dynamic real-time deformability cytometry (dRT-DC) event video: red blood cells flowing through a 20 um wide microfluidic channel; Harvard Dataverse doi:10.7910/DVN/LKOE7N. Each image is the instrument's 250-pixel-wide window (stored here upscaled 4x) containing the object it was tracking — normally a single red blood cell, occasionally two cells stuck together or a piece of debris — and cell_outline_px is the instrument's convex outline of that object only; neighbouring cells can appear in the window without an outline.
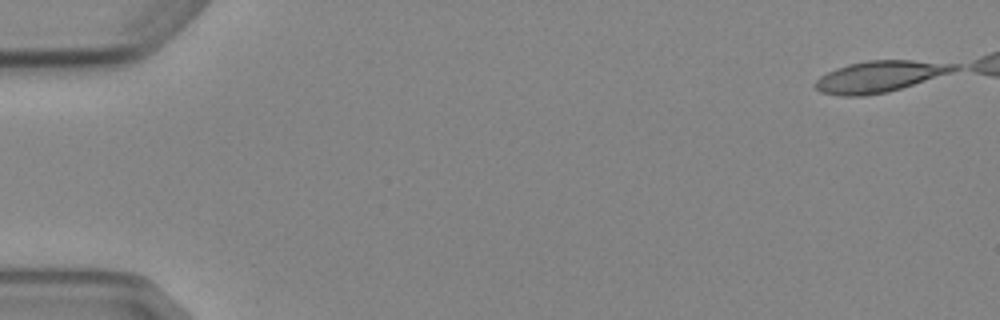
{"species": "Egyptian fruit bat (a non-hibernating species)", "species_latin": "Rousettus aegyptiacus", "temperature_condition": "cold", "stored_images_in_passage": 6, "camera_frame_rate_fps": 3000, "um_per_image_px": 0.085, "animal": {"sex": "female"}, "frame": {"image": 1, "passage_image": 1, "time_ms": 0.0, "image_size_px": [1000, 320], "cell_outline_px": [[960, 68], [888, 92], [864, 96], [844, 96], [820, 92], [812, 84], [820, 76], [836, 68], [848, 64], [868, 60], [912, 60], [960, 64]], "centroid_in_image_um": [74.69, 6.5], "position_along_channel_um": 10.3, "area_um2": 24.97}}